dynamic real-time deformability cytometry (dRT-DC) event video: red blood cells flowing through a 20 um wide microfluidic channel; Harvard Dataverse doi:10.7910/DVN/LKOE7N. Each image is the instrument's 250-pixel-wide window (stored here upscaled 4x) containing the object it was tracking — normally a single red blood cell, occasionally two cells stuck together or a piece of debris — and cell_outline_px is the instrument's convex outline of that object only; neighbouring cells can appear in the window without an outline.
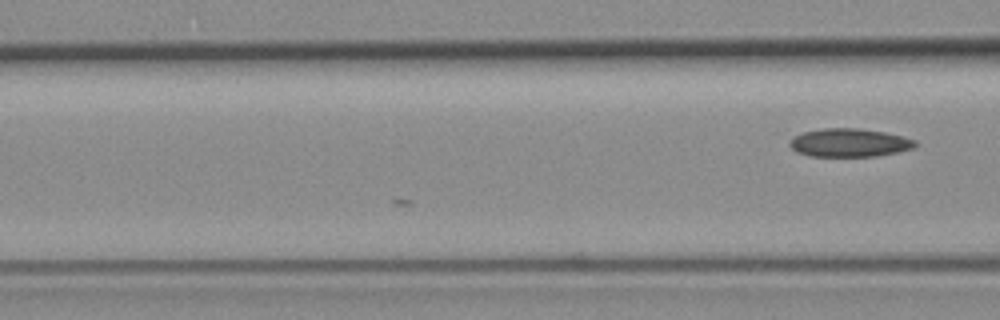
{"species": "common noctule bat (a hibernating species)", "species_latin": "Nyctalus noctula", "temperature_condition": "room temperature", "stored_images_in_passage": 6, "camera_frame_rate_fps": 3000, "um_per_image_px": 0.085, "animal": {"sex": "female", "body_mass_g": 19.3, "forearm_length_mm": 54.1}, "frame": {"image": 1, "passage_image": 6, "time_ms": 1.667, "image_size_px": [1000, 320], "cell_outline_px": [[916, 144], [912, 148], [896, 152], [876, 156], [812, 156], [796, 152], [788, 144], [788, 140], [792, 136], [804, 132], [824, 128], [860, 128], [884, 132], [916, 140]], "centroid_in_image_um": [72.13, 12.12], "position_along_channel_um": 94.5, "area_um2": 20.63}}